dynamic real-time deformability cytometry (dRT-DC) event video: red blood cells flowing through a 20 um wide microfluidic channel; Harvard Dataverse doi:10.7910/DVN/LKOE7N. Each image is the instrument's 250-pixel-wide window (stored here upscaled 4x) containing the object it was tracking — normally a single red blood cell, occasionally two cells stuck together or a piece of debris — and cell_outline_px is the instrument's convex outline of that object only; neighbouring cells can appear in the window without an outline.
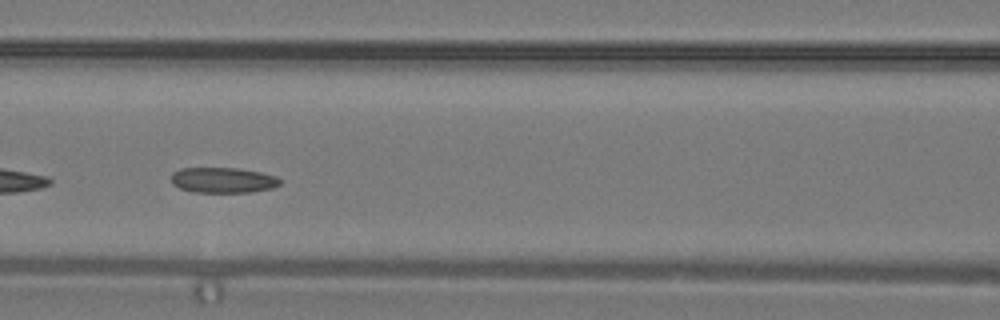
{"species": "common noctule bat (a hibernating species)", "species_latin": "Nyctalus noctula", "temperature_condition": "warm", "stored_images_in_passage": 28, "camera_frame_rate_fps": 3000, "um_per_image_px": 0.085, "animal": {"sex": "male", "body_mass_g": 19.2, "forearm_length_mm": 51.8}, "frame": {"image": 1, "passage_image": 13, "time_ms": 4.0, "image_size_px": [1000, 320], "cell_outline_px": [[280, 184], [272, 188], [248, 192], [192, 192], [180, 188], [172, 184], [172, 172], [180, 168], [236, 168], [260, 172], [276, 176], [280, 180]], "centroid_in_image_um": [18.93, 15.31], "position_along_channel_um": 147.7, "area_um2": 16.07}}
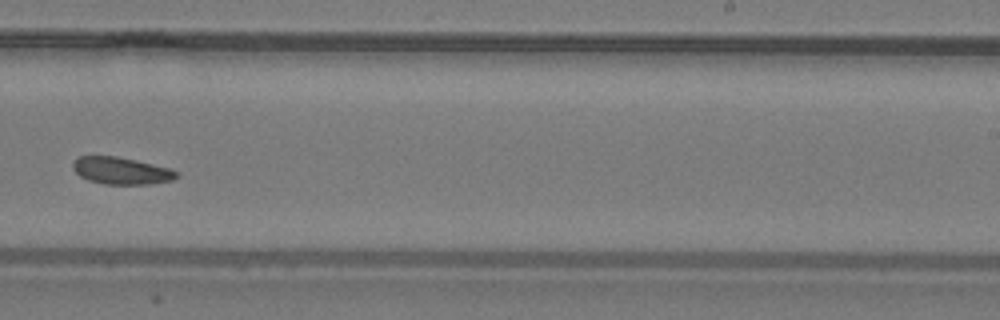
{"frame": {"image": 2, "passage_image": 20, "time_ms": 6.333, "image_size_px": [1000, 320], "cell_outline_px": [[180, 176], [172, 180], [152, 184], [104, 184], [88, 180], [80, 176], [72, 168], [72, 164], [80, 156], [116, 156], [136, 160], [172, 168], [180, 172]], "centroid_in_image_um": [10.37, 14.51], "position_along_channel_um": 278.6, "area_um2": 16.53}}